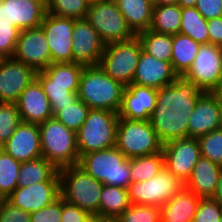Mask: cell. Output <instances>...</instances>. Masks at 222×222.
Here are the masks:
<instances>
[{
	"mask_svg": "<svg viewBox=\"0 0 222 222\" xmlns=\"http://www.w3.org/2000/svg\"><path fill=\"white\" fill-rule=\"evenodd\" d=\"M195 7L206 20L222 16V0H197Z\"/></svg>",
	"mask_w": 222,
	"mask_h": 222,
	"instance_id": "47",
	"label": "cell"
},
{
	"mask_svg": "<svg viewBox=\"0 0 222 222\" xmlns=\"http://www.w3.org/2000/svg\"><path fill=\"white\" fill-rule=\"evenodd\" d=\"M116 219L117 222H161V208L152 205L131 204Z\"/></svg>",
	"mask_w": 222,
	"mask_h": 222,
	"instance_id": "40",
	"label": "cell"
},
{
	"mask_svg": "<svg viewBox=\"0 0 222 222\" xmlns=\"http://www.w3.org/2000/svg\"><path fill=\"white\" fill-rule=\"evenodd\" d=\"M47 8L33 0H0V22L13 23L20 30L39 27Z\"/></svg>",
	"mask_w": 222,
	"mask_h": 222,
	"instance_id": "19",
	"label": "cell"
},
{
	"mask_svg": "<svg viewBox=\"0 0 222 222\" xmlns=\"http://www.w3.org/2000/svg\"><path fill=\"white\" fill-rule=\"evenodd\" d=\"M220 219L219 202L214 198H201L193 222H219Z\"/></svg>",
	"mask_w": 222,
	"mask_h": 222,
	"instance_id": "43",
	"label": "cell"
},
{
	"mask_svg": "<svg viewBox=\"0 0 222 222\" xmlns=\"http://www.w3.org/2000/svg\"><path fill=\"white\" fill-rule=\"evenodd\" d=\"M164 167L184 184L190 178L193 167L201 157L197 138H182L162 146Z\"/></svg>",
	"mask_w": 222,
	"mask_h": 222,
	"instance_id": "12",
	"label": "cell"
},
{
	"mask_svg": "<svg viewBox=\"0 0 222 222\" xmlns=\"http://www.w3.org/2000/svg\"><path fill=\"white\" fill-rule=\"evenodd\" d=\"M200 199L184 187L161 207V222H193Z\"/></svg>",
	"mask_w": 222,
	"mask_h": 222,
	"instance_id": "25",
	"label": "cell"
},
{
	"mask_svg": "<svg viewBox=\"0 0 222 222\" xmlns=\"http://www.w3.org/2000/svg\"><path fill=\"white\" fill-rule=\"evenodd\" d=\"M221 170L222 166L201 156L193 167L191 176L185 183V188L200 198H213Z\"/></svg>",
	"mask_w": 222,
	"mask_h": 222,
	"instance_id": "24",
	"label": "cell"
},
{
	"mask_svg": "<svg viewBox=\"0 0 222 222\" xmlns=\"http://www.w3.org/2000/svg\"><path fill=\"white\" fill-rule=\"evenodd\" d=\"M86 19L96 29L105 45L136 36L114 0H94L89 4Z\"/></svg>",
	"mask_w": 222,
	"mask_h": 222,
	"instance_id": "9",
	"label": "cell"
},
{
	"mask_svg": "<svg viewBox=\"0 0 222 222\" xmlns=\"http://www.w3.org/2000/svg\"><path fill=\"white\" fill-rule=\"evenodd\" d=\"M118 119V113L113 111L91 109L76 132L80 157L92 151L115 147Z\"/></svg>",
	"mask_w": 222,
	"mask_h": 222,
	"instance_id": "6",
	"label": "cell"
},
{
	"mask_svg": "<svg viewBox=\"0 0 222 222\" xmlns=\"http://www.w3.org/2000/svg\"><path fill=\"white\" fill-rule=\"evenodd\" d=\"M20 165L0 148V199H6L17 188Z\"/></svg>",
	"mask_w": 222,
	"mask_h": 222,
	"instance_id": "35",
	"label": "cell"
},
{
	"mask_svg": "<svg viewBox=\"0 0 222 222\" xmlns=\"http://www.w3.org/2000/svg\"><path fill=\"white\" fill-rule=\"evenodd\" d=\"M84 65L79 63H51L43 71L52 79V83L79 84Z\"/></svg>",
	"mask_w": 222,
	"mask_h": 222,
	"instance_id": "38",
	"label": "cell"
},
{
	"mask_svg": "<svg viewBox=\"0 0 222 222\" xmlns=\"http://www.w3.org/2000/svg\"><path fill=\"white\" fill-rule=\"evenodd\" d=\"M76 19L46 12L40 25L47 37L52 63H73L72 33Z\"/></svg>",
	"mask_w": 222,
	"mask_h": 222,
	"instance_id": "14",
	"label": "cell"
},
{
	"mask_svg": "<svg viewBox=\"0 0 222 222\" xmlns=\"http://www.w3.org/2000/svg\"><path fill=\"white\" fill-rule=\"evenodd\" d=\"M71 37L73 63L99 66L105 44L86 18L76 19Z\"/></svg>",
	"mask_w": 222,
	"mask_h": 222,
	"instance_id": "15",
	"label": "cell"
},
{
	"mask_svg": "<svg viewBox=\"0 0 222 222\" xmlns=\"http://www.w3.org/2000/svg\"><path fill=\"white\" fill-rule=\"evenodd\" d=\"M58 172L60 196L91 215H99L100 196L104 184L78 165L60 168Z\"/></svg>",
	"mask_w": 222,
	"mask_h": 222,
	"instance_id": "4",
	"label": "cell"
},
{
	"mask_svg": "<svg viewBox=\"0 0 222 222\" xmlns=\"http://www.w3.org/2000/svg\"><path fill=\"white\" fill-rule=\"evenodd\" d=\"M139 38L105 45L99 66L112 79L127 87L132 84L142 51Z\"/></svg>",
	"mask_w": 222,
	"mask_h": 222,
	"instance_id": "8",
	"label": "cell"
},
{
	"mask_svg": "<svg viewBox=\"0 0 222 222\" xmlns=\"http://www.w3.org/2000/svg\"><path fill=\"white\" fill-rule=\"evenodd\" d=\"M209 43L222 47V16L207 20Z\"/></svg>",
	"mask_w": 222,
	"mask_h": 222,
	"instance_id": "48",
	"label": "cell"
},
{
	"mask_svg": "<svg viewBox=\"0 0 222 222\" xmlns=\"http://www.w3.org/2000/svg\"><path fill=\"white\" fill-rule=\"evenodd\" d=\"M16 103L22 122L40 124L54 117L48 96L37 79L22 91Z\"/></svg>",
	"mask_w": 222,
	"mask_h": 222,
	"instance_id": "23",
	"label": "cell"
},
{
	"mask_svg": "<svg viewBox=\"0 0 222 222\" xmlns=\"http://www.w3.org/2000/svg\"><path fill=\"white\" fill-rule=\"evenodd\" d=\"M197 0H177V4L181 8L195 7Z\"/></svg>",
	"mask_w": 222,
	"mask_h": 222,
	"instance_id": "51",
	"label": "cell"
},
{
	"mask_svg": "<svg viewBox=\"0 0 222 222\" xmlns=\"http://www.w3.org/2000/svg\"><path fill=\"white\" fill-rule=\"evenodd\" d=\"M142 48L158 60L171 62L172 35L154 32L150 29L137 34Z\"/></svg>",
	"mask_w": 222,
	"mask_h": 222,
	"instance_id": "33",
	"label": "cell"
},
{
	"mask_svg": "<svg viewBox=\"0 0 222 222\" xmlns=\"http://www.w3.org/2000/svg\"><path fill=\"white\" fill-rule=\"evenodd\" d=\"M36 79L48 96L53 115L78 99L79 84L52 83V79L43 70L36 72Z\"/></svg>",
	"mask_w": 222,
	"mask_h": 222,
	"instance_id": "27",
	"label": "cell"
},
{
	"mask_svg": "<svg viewBox=\"0 0 222 222\" xmlns=\"http://www.w3.org/2000/svg\"><path fill=\"white\" fill-rule=\"evenodd\" d=\"M62 197L59 196L51 204L30 213L31 222H61Z\"/></svg>",
	"mask_w": 222,
	"mask_h": 222,
	"instance_id": "44",
	"label": "cell"
},
{
	"mask_svg": "<svg viewBox=\"0 0 222 222\" xmlns=\"http://www.w3.org/2000/svg\"><path fill=\"white\" fill-rule=\"evenodd\" d=\"M203 93L184 76H178L172 84L158 89L156 106L149 122L162 144L189 138V117Z\"/></svg>",
	"mask_w": 222,
	"mask_h": 222,
	"instance_id": "1",
	"label": "cell"
},
{
	"mask_svg": "<svg viewBox=\"0 0 222 222\" xmlns=\"http://www.w3.org/2000/svg\"><path fill=\"white\" fill-rule=\"evenodd\" d=\"M126 158L160 153L163 144L149 120H128L119 117L116 145Z\"/></svg>",
	"mask_w": 222,
	"mask_h": 222,
	"instance_id": "7",
	"label": "cell"
},
{
	"mask_svg": "<svg viewBox=\"0 0 222 222\" xmlns=\"http://www.w3.org/2000/svg\"><path fill=\"white\" fill-rule=\"evenodd\" d=\"M180 34L189 36L200 44L209 43L207 20L196 7L181 8Z\"/></svg>",
	"mask_w": 222,
	"mask_h": 222,
	"instance_id": "32",
	"label": "cell"
},
{
	"mask_svg": "<svg viewBox=\"0 0 222 222\" xmlns=\"http://www.w3.org/2000/svg\"><path fill=\"white\" fill-rule=\"evenodd\" d=\"M1 222H31L30 212L14 206L7 199H0Z\"/></svg>",
	"mask_w": 222,
	"mask_h": 222,
	"instance_id": "45",
	"label": "cell"
},
{
	"mask_svg": "<svg viewBox=\"0 0 222 222\" xmlns=\"http://www.w3.org/2000/svg\"><path fill=\"white\" fill-rule=\"evenodd\" d=\"M213 93L218 97L220 105L222 107V81L220 82L218 88Z\"/></svg>",
	"mask_w": 222,
	"mask_h": 222,
	"instance_id": "53",
	"label": "cell"
},
{
	"mask_svg": "<svg viewBox=\"0 0 222 222\" xmlns=\"http://www.w3.org/2000/svg\"><path fill=\"white\" fill-rule=\"evenodd\" d=\"M213 198L218 202H222V170L220 171L217 190Z\"/></svg>",
	"mask_w": 222,
	"mask_h": 222,
	"instance_id": "50",
	"label": "cell"
},
{
	"mask_svg": "<svg viewBox=\"0 0 222 222\" xmlns=\"http://www.w3.org/2000/svg\"><path fill=\"white\" fill-rule=\"evenodd\" d=\"M201 156L222 166V128L197 138Z\"/></svg>",
	"mask_w": 222,
	"mask_h": 222,
	"instance_id": "41",
	"label": "cell"
},
{
	"mask_svg": "<svg viewBox=\"0 0 222 222\" xmlns=\"http://www.w3.org/2000/svg\"><path fill=\"white\" fill-rule=\"evenodd\" d=\"M20 31L13 23L0 22V54L4 58L13 57Z\"/></svg>",
	"mask_w": 222,
	"mask_h": 222,
	"instance_id": "42",
	"label": "cell"
},
{
	"mask_svg": "<svg viewBox=\"0 0 222 222\" xmlns=\"http://www.w3.org/2000/svg\"><path fill=\"white\" fill-rule=\"evenodd\" d=\"M89 4L87 0H49L47 12L59 17L82 19L87 16Z\"/></svg>",
	"mask_w": 222,
	"mask_h": 222,
	"instance_id": "37",
	"label": "cell"
},
{
	"mask_svg": "<svg viewBox=\"0 0 222 222\" xmlns=\"http://www.w3.org/2000/svg\"><path fill=\"white\" fill-rule=\"evenodd\" d=\"M91 214L77 205L66 202L62 198L61 222H88Z\"/></svg>",
	"mask_w": 222,
	"mask_h": 222,
	"instance_id": "46",
	"label": "cell"
},
{
	"mask_svg": "<svg viewBox=\"0 0 222 222\" xmlns=\"http://www.w3.org/2000/svg\"><path fill=\"white\" fill-rule=\"evenodd\" d=\"M124 89V85L108 76L100 66H84L77 94L90 109L118 113Z\"/></svg>",
	"mask_w": 222,
	"mask_h": 222,
	"instance_id": "2",
	"label": "cell"
},
{
	"mask_svg": "<svg viewBox=\"0 0 222 222\" xmlns=\"http://www.w3.org/2000/svg\"><path fill=\"white\" fill-rule=\"evenodd\" d=\"M58 169L43 157L21 162L17 187L48 181Z\"/></svg>",
	"mask_w": 222,
	"mask_h": 222,
	"instance_id": "29",
	"label": "cell"
},
{
	"mask_svg": "<svg viewBox=\"0 0 222 222\" xmlns=\"http://www.w3.org/2000/svg\"><path fill=\"white\" fill-rule=\"evenodd\" d=\"M219 207H220L221 216H222V202H219Z\"/></svg>",
	"mask_w": 222,
	"mask_h": 222,
	"instance_id": "55",
	"label": "cell"
},
{
	"mask_svg": "<svg viewBox=\"0 0 222 222\" xmlns=\"http://www.w3.org/2000/svg\"><path fill=\"white\" fill-rule=\"evenodd\" d=\"M177 4V0H155L154 6L173 5Z\"/></svg>",
	"mask_w": 222,
	"mask_h": 222,
	"instance_id": "52",
	"label": "cell"
},
{
	"mask_svg": "<svg viewBox=\"0 0 222 222\" xmlns=\"http://www.w3.org/2000/svg\"><path fill=\"white\" fill-rule=\"evenodd\" d=\"M0 148L19 162L42 157L39 124L21 122Z\"/></svg>",
	"mask_w": 222,
	"mask_h": 222,
	"instance_id": "20",
	"label": "cell"
},
{
	"mask_svg": "<svg viewBox=\"0 0 222 222\" xmlns=\"http://www.w3.org/2000/svg\"><path fill=\"white\" fill-rule=\"evenodd\" d=\"M36 79V71L13 57L0 63V102L16 103L22 91Z\"/></svg>",
	"mask_w": 222,
	"mask_h": 222,
	"instance_id": "17",
	"label": "cell"
},
{
	"mask_svg": "<svg viewBox=\"0 0 222 222\" xmlns=\"http://www.w3.org/2000/svg\"><path fill=\"white\" fill-rule=\"evenodd\" d=\"M185 184L165 167L157 176L143 182H131L127 187L131 204L162 207L179 193Z\"/></svg>",
	"mask_w": 222,
	"mask_h": 222,
	"instance_id": "10",
	"label": "cell"
},
{
	"mask_svg": "<svg viewBox=\"0 0 222 222\" xmlns=\"http://www.w3.org/2000/svg\"><path fill=\"white\" fill-rule=\"evenodd\" d=\"M158 90L151 87L130 84L123 92L118 116L128 120H149L156 106Z\"/></svg>",
	"mask_w": 222,
	"mask_h": 222,
	"instance_id": "21",
	"label": "cell"
},
{
	"mask_svg": "<svg viewBox=\"0 0 222 222\" xmlns=\"http://www.w3.org/2000/svg\"><path fill=\"white\" fill-rule=\"evenodd\" d=\"M177 77L171 62L158 60L142 49L132 83L158 90L172 84Z\"/></svg>",
	"mask_w": 222,
	"mask_h": 222,
	"instance_id": "22",
	"label": "cell"
},
{
	"mask_svg": "<svg viewBox=\"0 0 222 222\" xmlns=\"http://www.w3.org/2000/svg\"><path fill=\"white\" fill-rule=\"evenodd\" d=\"M3 56L0 54V63H1V61L3 60Z\"/></svg>",
	"mask_w": 222,
	"mask_h": 222,
	"instance_id": "56",
	"label": "cell"
},
{
	"mask_svg": "<svg viewBox=\"0 0 222 222\" xmlns=\"http://www.w3.org/2000/svg\"><path fill=\"white\" fill-rule=\"evenodd\" d=\"M90 110L91 109L78 98L73 104L62 107V110H59L54 115V118L60 121L65 127L77 132L86 120Z\"/></svg>",
	"mask_w": 222,
	"mask_h": 222,
	"instance_id": "36",
	"label": "cell"
},
{
	"mask_svg": "<svg viewBox=\"0 0 222 222\" xmlns=\"http://www.w3.org/2000/svg\"><path fill=\"white\" fill-rule=\"evenodd\" d=\"M200 46L189 36L180 33L172 35L171 65L178 76H184L191 68Z\"/></svg>",
	"mask_w": 222,
	"mask_h": 222,
	"instance_id": "28",
	"label": "cell"
},
{
	"mask_svg": "<svg viewBox=\"0 0 222 222\" xmlns=\"http://www.w3.org/2000/svg\"><path fill=\"white\" fill-rule=\"evenodd\" d=\"M128 27L137 35L150 28L154 5L149 0H114Z\"/></svg>",
	"mask_w": 222,
	"mask_h": 222,
	"instance_id": "26",
	"label": "cell"
},
{
	"mask_svg": "<svg viewBox=\"0 0 222 222\" xmlns=\"http://www.w3.org/2000/svg\"><path fill=\"white\" fill-rule=\"evenodd\" d=\"M130 205L127 189L113 185H103L100 196L99 215L117 218Z\"/></svg>",
	"mask_w": 222,
	"mask_h": 222,
	"instance_id": "30",
	"label": "cell"
},
{
	"mask_svg": "<svg viewBox=\"0 0 222 222\" xmlns=\"http://www.w3.org/2000/svg\"><path fill=\"white\" fill-rule=\"evenodd\" d=\"M88 222H117V219L114 217H106L94 214L89 217Z\"/></svg>",
	"mask_w": 222,
	"mask_h": 222,
	"instance_id": "49",
	"label": "cell"
},
{
	"mask_svg": "<svg viewBox=\"0 0 222 222\" xmlns=\"http://www.w3.org/2000/svg\"><path fill=\"white\" fill-rule=\"evenodd\" d=\"M13 58L36 72L52 63L47 37L41 26L20 31Z\"/></svg>",
	"mask_w": 222,
	"mask_h": 222,
	"instance_id": "13",
	"label": "cell"
},
{
	"mask_svg": "<svg viewBox=\"0 0 222 222\" xmlns=\"http://www.w3.org/2000/svg\"><path fill=\"white\" fill-rule=\"evenodd\" d=\"M78 166L106 185L127 189L132 182L129 158H126L116 146L83 154Z\"/></svg>",
	"mask_w": 222,
	"mask_h": 222,
	"instance_id": "5",
	"label": "cell"
},
{
	"mask_svg": "<svg viewBox=\"0 0 222 222\" xmlns=\"http://www.w3.org/2000/svg\"><path fill=\"white\" fill-rule=\"evenodd\" d=\"M33 1L41 2L46 8H47L48 2H49V0H33Z\"/></svg>",
	"mask_w": 222,
	"mask_h": 222,
	"instance_id": "54",
	"label": "cell"
},
{
	"mask_svg": "<svg viewBox=\"0 0 222 222\" xmlns=\"http://www.w3.org/2000/svg\"><path fill=\"white\" fill-rule=\"evenodd\" d=\"M21 122L17 103L0 102V147L11 138Z\"/></svg>",
	"mask_w": 222,
	"mask_h": 222,
	"instance_id": "39",
	"label": "cell"
},
{
	"mask_svg": "<svg viewBox=\"0 0 222 222\" xmlns=\"http://www.w3.org/2000/svg\"><path fill=\"white\" fill-rule=\"evenodd\" d=\"M129 166L132 182L149 180L157 176L164 167L162 151L153 155L130 158Z\"/></svg>",
	"mask_w": 222,
	"mask_h": 222,
	"instance_id": "34",
	"label": "cell"
},
{
	"mask_svg": "<svg viewBox=\"0 0 222 222\" xmlns=\"http://www.w3.org/2000/svg\"><path fill=\"white\" fill-rule=\"evenodd\" d=\"M181 28V7L178 4L154 6L150 30L176 35Z\"/></svg>",
	"mask_w": 222,
	"mask_h": 222,
	"instance_id": "31",
	"label": "cell"
},
{
	"mask_svg": "<svg viewBox=\"0 0 222 222\" xmlns=\"http://www.w3.org/2000/svg\"><path fill=\"white\" fill-rule=\"evenodd\" d=\"M60 196L59 172L48 181L17 187L6 199L14 206L33 213L51 204Z\"/></svg>",
	"mask_w": 222,
	"mask_h": 222,
	"instance_id": "16",
	"label": "cell"
},
{
	"mask_svg": "<svg viewBox=\"0 0 222 222\" xmlns=\"http://www.w3.org/2000/svg\"><path fill=\"white\" fill-rule=\"evenodd\" d=\"M184 77L203 92H214L222 81V47L201 44L191 68Z\"/></svg>",
	"mask_w": 222,
	"mask_h": 222,
	"instance_id": "11",
	"label": "cell"
},
{
	"mask_svg": "<svg viewBox=\"0 0 222 222\" xmlns=\"http://www.w3.org/2000/svg\"><path fill=\"white\" fill-rule=\"evenodd\" d=\"M222 128V107L213 92H204L189 117V138H199Z\"/></svg>",
	"mask_w": 222,
	"mask_h": 222,
	"instance_id": "18",
	"label": "cell"
},
{
	"mask_svg": "<svg viewBox=\"0 0 222 222\" xmlns=\"http://www.w3.org/2000/svg\"><path fill=\"white\" fill-rule=\"evenodd\" d=\"M39 130L43 158L58 170L78 165L80 155L74 130L65 127L54 117L40 123Z\"/></svg>",
	"mask_w": 222,
	"mask_h": 222,
	"instance_id": "3",
	"label": "cell"
}]
</instances>
